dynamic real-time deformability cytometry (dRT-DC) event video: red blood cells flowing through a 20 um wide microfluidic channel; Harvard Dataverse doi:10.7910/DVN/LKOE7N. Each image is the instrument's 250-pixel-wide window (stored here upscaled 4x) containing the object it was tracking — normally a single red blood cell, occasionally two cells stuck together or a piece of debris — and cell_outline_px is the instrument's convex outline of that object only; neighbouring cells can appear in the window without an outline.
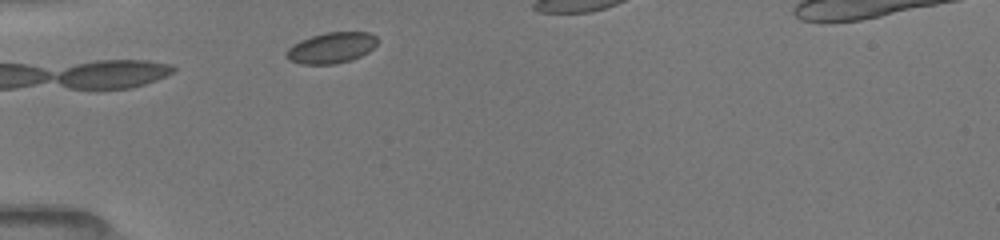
{"species": "common noctule bat (a hibernating species)", "species_latin": "Nyctalus noctula", "temperature_condition": "room temperature", "stored_images_in_passage": 1, "camera_frame_rate_fps": 3000, "um_per_image_px": 0.085, "animal": {"sex": "female", "body_mass_g": 19.5, "forearm_length_mm": 54.1}, "frame": {"image": 1, "passage_image": 1, "time_ms": 0.0, "image_size_px": [1000, 240], "cell_outline_px": [[376, 44], [368, 52], [352, 60], [336, 64], [300, 64], [288, 60], [284, 56], [284, 52], [292, 44], [300, 40], [312, 36], [328, 32], [368, 32], [376, 36]], "centroid_in_image_um": [28.11, 4.08], "position_along_channel_um": 56.9, "area_um2": 16.47}}